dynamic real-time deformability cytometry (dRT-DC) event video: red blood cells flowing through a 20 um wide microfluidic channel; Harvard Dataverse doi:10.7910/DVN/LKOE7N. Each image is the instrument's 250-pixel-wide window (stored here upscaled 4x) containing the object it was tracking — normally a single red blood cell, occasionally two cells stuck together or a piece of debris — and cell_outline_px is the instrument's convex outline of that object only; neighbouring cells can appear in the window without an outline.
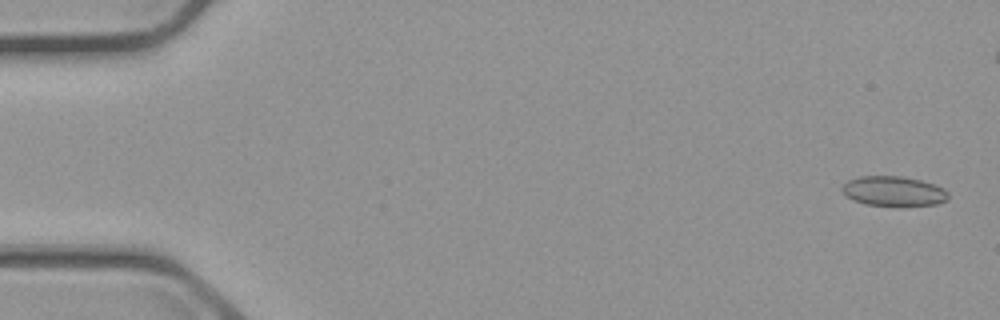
{"species": "common noctule bat (a hibernating species)", "species_latin": "Nyctalus noctula", "temperature_condition": "cold", "stored_images_in_passage": 5, "camera_frame_rate_fps": 3000, "um_per_image_px": 0.085, "animal": {"sex": "male", "body_mass_g": 23.1, "forearm_length_mm": 52.7}, "frame": {"image": 1, "passage_image": 1, "time_ms": 0.0, "image_size_px": [1000, 320], "cell_outline_px": [[948, 196], [944, 200], [936, 204], [864, 204], [848, 196], [840, 188], [848, 180], [860, 176], [900, 176], [920, 180], [944, 188], [948, 192]], "centroid_in_image_um": [75.93, 16.21], "position_along_channel_um": 9.1, "area_um2": 17.69}}